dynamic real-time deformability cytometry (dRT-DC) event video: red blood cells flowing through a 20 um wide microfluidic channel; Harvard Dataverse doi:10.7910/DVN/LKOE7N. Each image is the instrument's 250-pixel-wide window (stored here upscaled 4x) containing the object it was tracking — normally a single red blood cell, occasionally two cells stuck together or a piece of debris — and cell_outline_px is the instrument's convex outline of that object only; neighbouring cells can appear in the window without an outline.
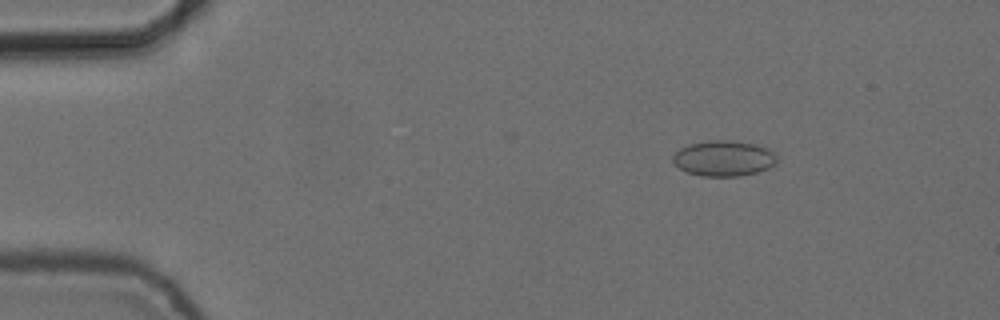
{"species": "common noctule bat (a hibernating species)", "species_latin": "Nyctalus noctula", "temperature_condition": "cold", "stored_images_in_passage": 55, "camera_frame_rate_fps": 3000, "um_per_image_px": 0.085, "animal": {"sex": "female", "body_mass_g": 24.6, "forearm_length_mm": 56.2}, "frame": {"image": 1, "passage_image": 8, "time_ms": 2.333, "image_size_px": [1000, 320], "cell_outline_px": [[776, 164], [768, 168], [756, 172], [740, 176], [700, 176], [688, 172], [680, 168], [672, 160], [672, 156], [680, 148], [692, 144], [708, 140], [732, 140], [752, 144], [768, 148], [776, 152]], "centroid_in_image_um": [61.54, 13.46], "position_along_channel_um": 23.5, "area_um2": 21.5}}
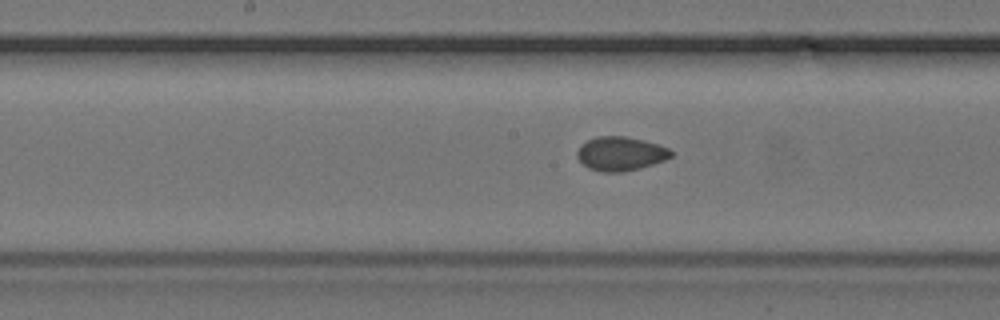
{"frame": {"image": 2, "passage_image": 28, "time_ms": 9.0, "image_size_px": [1000, 320], "cell_outline_px": [[672, 156], [664, 160], [640, 168], [620, 172], [600, 172], [588, 168], [576, 156], [576, 152], [588, 140], [596, 136], [628, 136], [644, 140], [668, 148], [672, 152]], "centroid_in_image_um": [52.74, 13.06], "position_along_channel_um": 195.5, "area_um2": 18.44}}
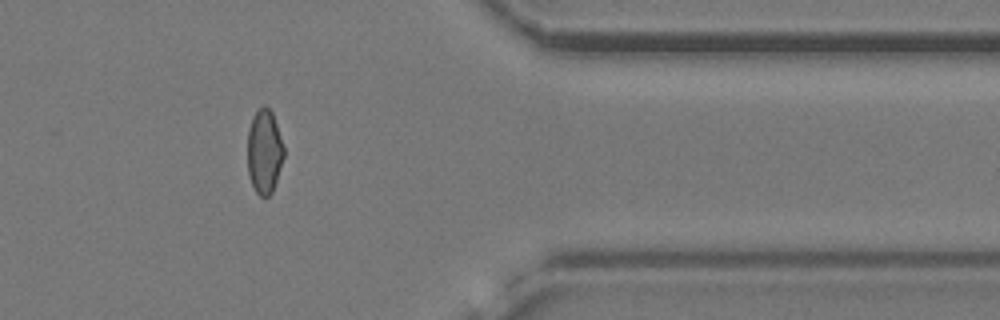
{"frame": {"image": 3, "passage_image": 45, "time_ms": 14.667, "image_size_px": [1000, 320], "cell_outline_px": [[284, 156], [272, 192], [268, 196], [260, 196], [256, 192], [252, 184], [248, 172], [248, 128], [252, 116], [264, 104], [272, 112], [284, 148]], "centroid_in_image_um": [22.46, 12.87], "position_along_channel_um": 388.9, "area_um2": 17.63}, "authors_computed_cell_mechanics": {"area_um2": 19.074, "velocity_mm_per_s": 3.7523, "shape_relaxation_time_tau1_ms": null, "shape_relaxation_time_tau2_ms": 1.8837, "deformation_change_tau1": null, "deformation_change_tau2": 0.0408}}